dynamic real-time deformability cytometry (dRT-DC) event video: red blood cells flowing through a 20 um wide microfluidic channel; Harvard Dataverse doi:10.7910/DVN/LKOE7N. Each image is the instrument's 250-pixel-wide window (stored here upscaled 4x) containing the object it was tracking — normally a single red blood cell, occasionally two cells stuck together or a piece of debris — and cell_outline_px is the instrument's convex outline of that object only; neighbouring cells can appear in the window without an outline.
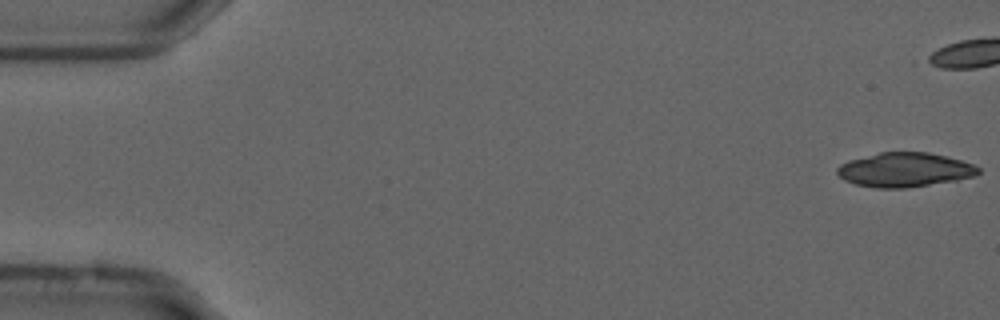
{"species": "common noctule bat (a hibernating species)", "species_latin": "Nyctalus noctula", "temperature_condition": "cold", "stored_images_in_passage": 17, "camera_frame_rate_fps": 3000, "um_per_image_px": 0.085, "animal": {"sex": "male", "forearm_length_mm": 52.5}, "frame": {"image": 1, "passage_image": 1, "time_ms": 0.0, "image_size_px": [1000, 320], "cell_outline_px": [[980, 172], [976, 176], [956, 180], [904, 188], [876, 188], [856, 184], [844, 180], [836, 172], [836, 168], [840, 164], [848, 160], [880, 152], [928, 152], [960, 160], [972, 164], [980, 168]], "centroid_in_image_um": [76.87, 14.43], "position_along_channel_um": 8.1, "area_um2": 28.09}}